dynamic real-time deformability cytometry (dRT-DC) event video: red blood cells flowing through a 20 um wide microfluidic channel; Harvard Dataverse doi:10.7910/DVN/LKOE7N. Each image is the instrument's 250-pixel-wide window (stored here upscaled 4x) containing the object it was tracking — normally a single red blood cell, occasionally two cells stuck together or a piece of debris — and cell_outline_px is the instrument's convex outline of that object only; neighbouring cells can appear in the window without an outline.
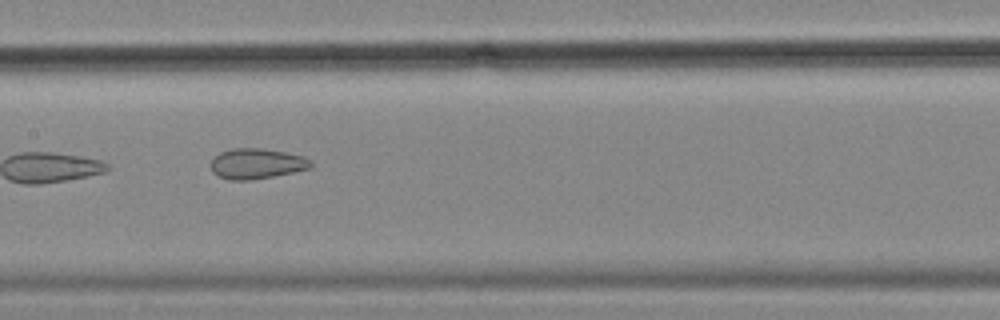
{"species": "common noctule bat (a hibernating species)", "species_latin": "Nyctalus noctula", "temperature_condition": "cold", "stored_images_in_passage": 12, "camera_frame_rate_fps": 3000, "um_per_image_px": 0.085, "animal": {"sex": "female", "body_mass_g": 18.4}, "frame": {"image": 1, "passage_image": 7, "time_ms": 2.0, "image_size_px": [1000, 320], "cell_outline_px": [[312, 168], [252, 180], [228, 180], [216, 176], [212, 172], [212, 160], [220, 152], [232, 148], [260, 148], [284, 152], [304, 156], [312, 160]], "centroid_in_image_um": [21.82, 13.91], "position_along_channel_um": 185.6, "area_um2": 17.74}}
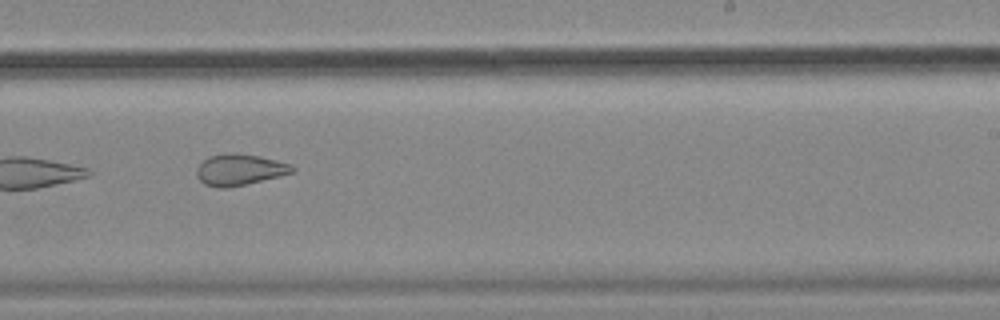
{"frame": {"image": 2, "passage_image": 9, "time_ms": 2.667, "image_size_px": [1000, 320], "cell_outline_px": [[296, 168], [292, 172], [280, 176], [228, 188], [220, 188], [204, 184], [196, 176], [196, 168], [208, 156], [228, 152], [232, 152], [260, 156], [292, 164]], "centroid_in_image_um": [20.35, 14.41], "position_along_channel_um": 268.6, "area_um2": 17.51}}